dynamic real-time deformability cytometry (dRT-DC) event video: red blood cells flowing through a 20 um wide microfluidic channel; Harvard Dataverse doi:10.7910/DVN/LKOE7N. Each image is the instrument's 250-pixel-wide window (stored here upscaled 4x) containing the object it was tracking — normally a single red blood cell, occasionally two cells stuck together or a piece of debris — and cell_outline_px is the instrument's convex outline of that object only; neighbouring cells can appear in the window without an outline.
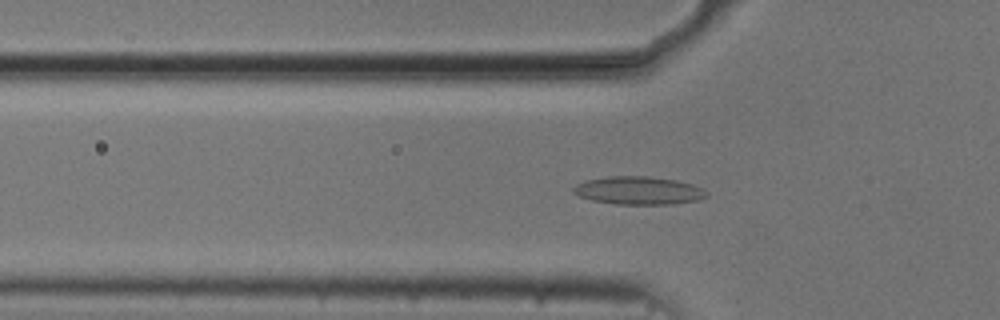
{"species": "common noctule bat (a hibernating species)", "species_latin": "Nyctalus noctula", "temperature_condition": "cold", "stored_images_in_passage": 50, "camera_frame_rate_fps": 3000, "um_per_image_px": 0.085, "animal": {"sex": "male", "body_mass_g": 20.5, "forearm_length_mm": 52.5}, "frame": {"image": 1, "passage_image": 14, "time_ms": 4.333, "image_size_px": [1000, 320], "cell_outline_px": [[708, 196], [696, 200], [672, 204], [616, 204], [592, 200], [580, 196], [572, 192], [572, 188], [576, 184], [588, 180], [608, 176], [648, 176], [676, 180], [692, 184], [708, 192]], "centroid_in_image_um": [54.27, 16.19], "position_along_channel_um": 71.5, "area_um2": 21.62}}
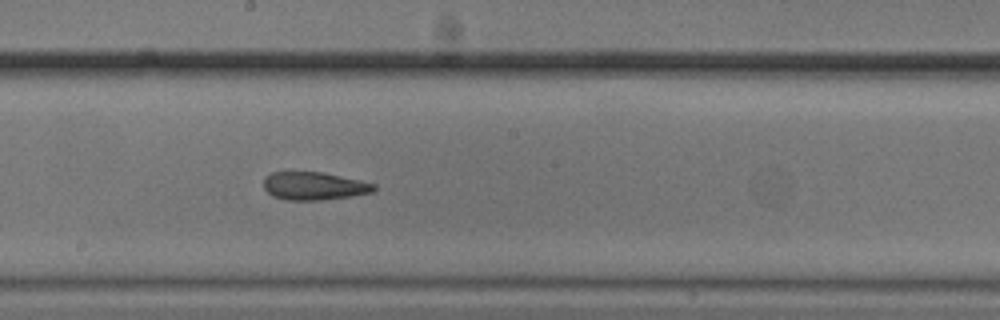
{"frame": {"image": 2, "passage_image": 26, "time_ms": 8.333, "image_size_px": [1000, 320], "cell_outline_px": [[376, 188], [372, 192], [352, 196], [320, 200], [284, 200], [272, 196], [264, 188], [264, 176], [272, 172], [324, 172], [360, 180], [376, 184]], "centroid_in_image_um": [26.68, 15.81], "position_along_channel_um": 221.5, "area_um2": 18.09}}
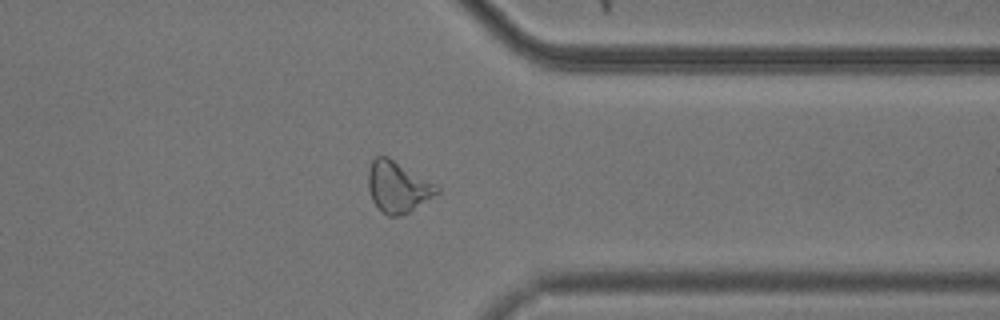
{"frame": {"image": 3, "passage_image": 39, "time_ms": 12.667, "image_size_px": [1000, 320], "cell_outline_px": [[440, 192], [408, 212], [400, 216], [388, 216], [372, 200], [368, 188], [368, 168], [372, 160], [376, 156], [388, 156], [436, 184], [440, 188]], "centroid_in_image_um": [33.8, 15.86], "position_along_channel_um": 377.6, "area_um2": 20.29}, "authors_computed_cell_mechanics": {"area_um2": 20.4034, "velocity_mm_per_s": 3.7164, "shape_relaxation_time_tau1_ms": 4.8015, "shape_relaxation_time_tau2_ms": 3.4366, "deformation_change_tau1": 0.131, "deformation_change_tau2": 0.1248}}